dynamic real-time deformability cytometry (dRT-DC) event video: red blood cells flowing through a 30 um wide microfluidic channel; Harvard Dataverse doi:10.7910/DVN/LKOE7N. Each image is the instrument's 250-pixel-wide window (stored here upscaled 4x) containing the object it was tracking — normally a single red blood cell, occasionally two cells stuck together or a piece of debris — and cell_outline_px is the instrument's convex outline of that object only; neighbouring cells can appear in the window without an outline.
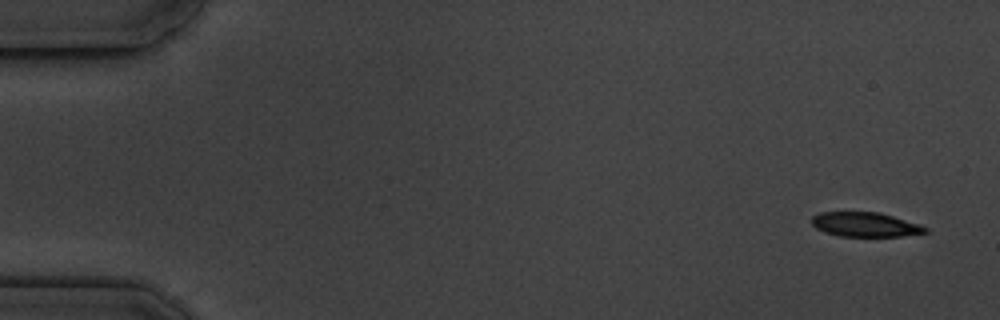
{"species": "common noctule bat (a hibernating species)", "species_latin": "Nyctalus noctula", "temperature_condition": "cold", "stored_images_in_passage": 4, "camera_frame_rate_fps": 3000, "um_per_image_px": 0.085, "animal": {"sex": "male", "body_mass_g": 19.5, "forearm_length_mm": 54.6}, "frame": {"image": 1, "passage_image": 1, "time_ms": 0.0, "image_size_px": [1000, 320], "cell_outline_px": [[928, 232], [900, 236], [840, 236], [824, 232], [816, 228], [812, 224], [812, 216], [820, 212], [880, 212], [920, 224], [928, 228]], "centroid_in_image_um": [73.54, 19.08], "position_along_channel_um": 11.5, "area_um2": 16.18}}
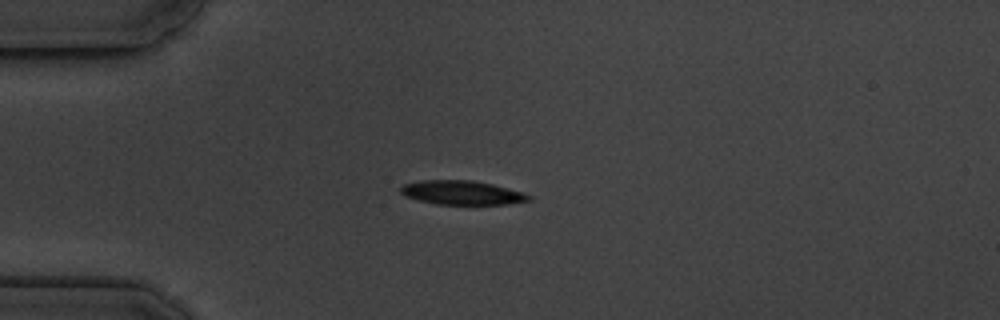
{"frame": {"image": 2, "passage_image": 4, "time_ms": 4.0, "image_size_px": [1000, 320], "cell_outline_px": [[532, 200], [508, 204], [436, 204], [404, 196], [400, 192], [400, 188], [404, 184], [420, 180], [472, 180], [492, 184], [524, 192], [532, 196]], "centroid_in_image_um": [39.29, 16.37], "position_along_channel_um": 45.7, "area_um2": 17.98}}